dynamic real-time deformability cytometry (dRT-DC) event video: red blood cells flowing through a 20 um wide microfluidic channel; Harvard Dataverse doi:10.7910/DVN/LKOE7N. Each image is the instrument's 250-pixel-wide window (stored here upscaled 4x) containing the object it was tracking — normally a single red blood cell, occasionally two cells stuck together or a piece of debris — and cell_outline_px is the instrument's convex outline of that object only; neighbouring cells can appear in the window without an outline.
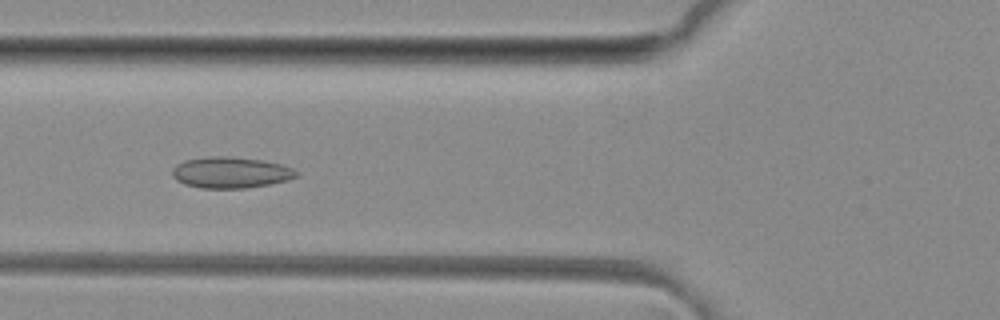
{"species": "common noctule bat (a hibernating species)", "species_latin": "Nyctalus noctula", "temperature_condition": "room temperature", "stored_images_in_passage": 42, "camera_frame_rate_fps": 3000, "um_per_image_px": 0.085, "animal": {"sex": "female", "body_mass_g": 29.2, "forearm_length_mm": 56.3}, "frame": {"image": 1, "passage_image": 11, "time_ms": 3.333, "image_size_px": [1000, 320], "cell_outline_px": [[300, 172], [296, 176], [288, 180], [268, 184], [244, 188], [200, 188], [184, 184], [176, 180], [172, 176], [172, 168], [176, 164], [184, 160], [208, 156], [228, 156], [260, 160], [280, 164], [292, 168]], "centroid_in_image_um": [19.57, 14.66], "position_along_channel_um": 106.2, "area_um2": 22.54}}
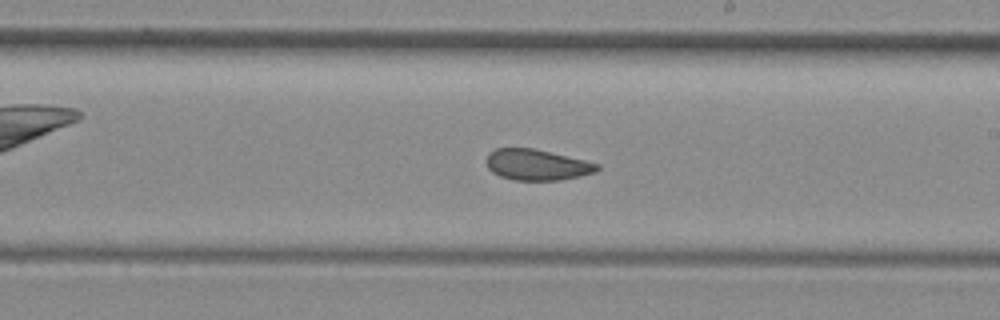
{"frame": {"image": 2, "passage_image": 21, "time_ms": 6.667, "image_size_px": [1000, 320], "cell_outline_px": [[600, 168], [596, 172], [580, 176], [560, 180], [512, 180], [500, 176], [492, 172], [488, 168], [488, 152], [496, 148], [532, 148], [584, 160], [600, 164]], "centroid_in_image_um": [45.64, 14.01], "position_along_channel_um": 243.4, "area_um2": 19.83}}
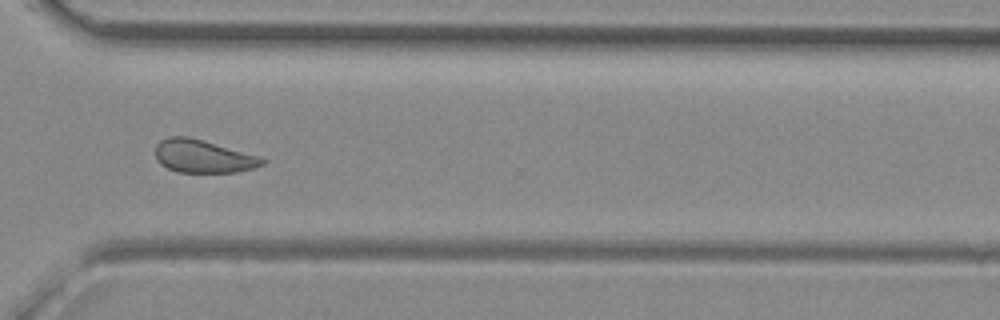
{"frame": {"image": 3, "passage_image": 29, "time_ms": 9.333, "image_size_px": [1000, 320], "cell_outline_px": [[268, 160], [264, 164], [252, 168], [236, 172], [176, 172], [160, 164], [156, 160], [156, 144], [160, 140], [168, 136], [188, 136], [204, 140], [260, 156]], "centroid_in_image_um": [17.26, 13.27], "position_along_channel_um": 353.3, "area_um2": 20.69}, "authors_computed_cell_mechanics": {"area_um2": 21.5305, "velocity_mm_per_s": 4.1172, "shape_relaxation_time_tau1_ms": null, "shape_relaxation_time_tau2_ms": 1.478, "deformation_change_tau1": null, "deformation_change_tau2": 0.0838}}